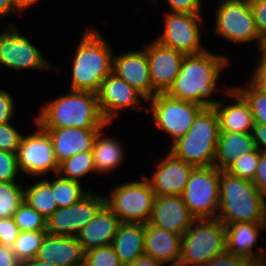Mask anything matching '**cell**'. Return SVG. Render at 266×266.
I'll list each match as a JSON object with an SVG mask.
<instances>
[{"label": "cell", "instance_id": "cell-1", "mask_svg": "<svg viewBox=\"0 0 266 266\" xmlns=\"http://www.w3.org/2000/svg\"><path fill=\"white\" fill-rule=\"evenodd\" d=\"M226 55L214 54L210 50L184 57L180 71L173 84L165 92L168 96L213 107L220 100L211 99L216 93L217 84L223 70L230 65Z\"/></svg>", "mask_w": 266, "mask_h": 266}, {"label": "cell", "instance_id": "cell-2", "mask_svg": "<svg viewBox=\"0 0 266 266\" xmlns=\"http://www.w3.org/2000/svg\"><path fill=\"white\" fill-rule=\"evenodd\" d=\"M34 121L42 128L102 129L111 126L104 119L97 94L69 90L65 95L45 102Z\"/></svg>", "mask_w": 266, "mask_h": 266}, {"label": "cell", "instance_id": "cell-3", "mask_svg": "<svg viewBox=\"0 0 266 266\" xmlns=\"http://www.w3.org/2000/svg\"><path fill=\"white\" fill-rule=\"evenodd\" d=\"M71 61L70 90L97 93L102 81L113 72L112 48L100 31L86 28Z\"/></svg>", "mask_w": 266, "mask_h": 266}, {"label": "cell", "instance_id": "cell-4", "mask_svg": "<svg viewBox=\"0 0 266 266\" xmlns=\"http://www.w3.org/2000/svg\"><path fill=\"white\" fill-rule=\"evenodd\" d=\"M266 196L246 179L220 170L219 213L217 218L226 224L265 222Z\"/></svg>", "mask_w": 266, "mask_h": 266}, {"label": "cell", "instance_id": "cell-5", "mask_svg": "<svg viewBox=\"0 0 266 266\" xmlns=\"http://www.w3.org/2000/svg\"><path fill=\"white\" fill-rule=\"evenodd\" d=\"M220 134L214 107H204L186 135L170 145L169 152L195 167L213 166Z\"/></svg>", "mask_w": 266, "mask_h": 266}, {"label": "cell", "instance_id": "cell-6", "mask_svg": "<svg viewBox=\"0 0 266 266\" xmlns=\"http://www.w3.org/2000/svg\"><path fill=\"white\" fill-rule=\"evenodd\" d=\"M226 251V225L217 219H195L181 237L179 265L211 262Z\"/></svg>", "mask_w": 266, "mask_h": 266}, {"label": "cell", "instance_id": "cell-7", "mask_svg": "<svg viewBox=\"0 0 266 266\" xmlns=\"http://www.w3.org/2000/svg\"><path fill=\"white\" fill-rule=\"evenodd\" d=\"M141 178L115 185L110 195H105L107 206L121 222H149L156 195L147 177Z\"/></svg>", "mask_w": 266, "mask_h": 266}, {"label": "cell", "instance_id": "cell-8", "mask_svg": "<svg viewBox=\"0 0 266 266\" xmlns=\"http://www.w3.org/2000/svg\"><path fill=\"white\" fill-rule=\"evenodd\" d=\"M214 17V33L228 42H256L259 50L265 45L259 38L249 0H221Z\"/></svg>", "mask_w": 266, "mask_h": 266}, {"label": "cell", "instance_id": "cell-9", "mask_svg": "<svg viewBox=\"0 0 266 266\" xmlns=\"http://www.w3.org/2000/svg\"><path fill=\"white\" fill-rule=\"evenodd\" d=\"M219 189L218 168L214 165L195 167L181 196L195 219H217Z\"/></svg>", "mask_w": 266, "mask_h": 266}, {"label": "cell", "instance_id": "cell-10", "mask_svg": "<svg viewBox=\"0 0 266 266\" xmlns=\"http://www.w3.org/2000/svg\"><path fill=\"white\" fill-rule=\"evenodd\" d=\"M147 102V112L152 115L150 120H153L155 127L169 135L173 143L186 135L196 116L204 108L194 102L172 98L166 93H157Z\"/></svg>", "mask_w": 266, "mask_h": 266}, {"label": "cell", "instance_id": "cell-11", "mask_svg": "<svg viewBox=\"0 0 266 266\" xmlns=\"http://www.w3.org/2000/svg\"><path fill=\"white\" fill-rule=\"evenodd\" d=\"M17 28L15 24L10 22L0 33V66L15 71L52 69L59 72L60 69L56 65H52L42 55L38 47L33 45Z\"/></svg>", "mask_w": 266, "mask_h": 266}, {"label": "cell", "instance_id": "cell-12", "mask_svg": "<svg viewBox=\"0 0 266 266\" xmlns=\"http://www.w3.org/2000/svg\"><path fill=\"white\" fill-rule=\"evenodd\" d=\"M164 28L156 37L161 45L187 55H196L207 49L201 44L202 14L164 13Z\"/></svg>", "mask_w": 266, "mask_h": 266}, {"label": "cell", "instance_id": "cell-13", "mask_svg": "<svg viewBox=\"0 0 266 266\" xmlns=\"http://www.w3.org/2000/svg\"><path fill=\"white\" fill-rule=\"evenodd\" d=\"M35 131L23 136L17 152L19 171L32 178L43 177L47 173H58L59 164L56 160L51 139L37 122ZM34 176V177H33Z\"/></svg>", "mask_w": 266, "mask_h": 266}, {"label": "cell", "instance_id": "cell-14", "mask_svg": "<svg viewBox=\"0 0 266 266\" xmlns=\"http://www.w3.org/2000/svg\"><path fill=\"white\" fill-rule=\"evenodd\" d=\"M105 204V195L90 190L76 203L68 207L58 208L46 219L47 234L77 236Z\"/></svg>", "mask_w": 266, "mask_h": 266}, {"label": "cell", "instance_id": "cell-15", "mask_svg": "<svg viewBox=\"0 0 266 266\" xmlns=\"http://www.w3.org/2000/svg\"><path fill=\"white\" fill-rule=\"evenodd\" d=\"M96 94L100 111L108 124H112L118 113L128 108L135 111L143 108L147 112V107L141 106V101L147 103V99L113 72L102 81Z\"/></svg>", "mask_w": 266, "mask_h": 266}, {"label": "cell", "instance_id": "cell-16", "mask_svg": "<svg viewBox=\"0 0 266 266\" xmlns=\"http://www.w3.org/2000/svg\"><path fill=\"white\" fill-rule=\"evenodd\" d=\"M149 61L150 79L157 93H165L177 77L184 54L153 40L144 45Z\"/></svg>", "mask_w": 266, "mask_h": 266}, {"label": "cell", "instance_id": "cell-17", "mask_svg": "<svg viewBox=\"0 0 266 266\" xmlns=\"http://www.w3.org/2000/svg\"><path fill=\"white\" fill-rule=\"evenodd\" d=\"M160 158L149 180L155 195L181 196L190 178L194 165L176 158L169 151Z\"/></svg>", "mask_w": 266, "mask_h": 266}, {"label": "cell", "instance_id": "cell-18", "mask_svg": "<svg viewBox=\"0 0 266 266\" xmlns=\"http://www.w3.org/2000/svg\"><path fill=\"white\" fill-rule=\"evenodd\" d=\"M113 73L124 79L147 100L157 92L150 79L149 61L145 49L127 51L113 56Z\"/></svg>", "mask_w": 266, "mask_h": 266}, {"label": "cell", "instance_id": "cell-19", "mask_svg": "<svg viewBox=\"0 0 266 266\" xmlns=\"http://www.w3.org/2000/svg\"><path fill=\"white\" fill-rule=\"evenodd\" d=\"M194 220L182 196H155L149 219L151 225L182 236Z\"/></svg>", "mask_w": 266, "mask_h": 266}, {"label": "cell", "instance_id": "cell-20", "mask_svg": "<svg viewBox=\"0 0 266 266\" xmlns=\"http://www.w3.org/2000/svg\"><path fill=\"white\" fill-rule=\"evenodd\" d=\"M223 92L233 102L226 104L227 99H223L213 106L219 119L220 132L251 133L254 119L248 102L234 87L223 88Z\"/></svg>", "mask_w": 266, "mask_h": 266}, {"label": "cell", "instance_id": "cell-21", "mask_svg": "<svg viewBox=\"0 0 266 266\" xmlns=\"http://www.w3.org/2000/svg\"><path fill=\"white\" fill-rule=\"evenodd\" d=\"M48 133L56 160L63 161L80 152L92 151L94 140L101 129L43 128Z\"/></svg>", "mask_w": 266, "mask_h": 266}, {"label": "cell", "instance_id": "cell-22", "mask_svg": "<svg viewBox=\"0 0 266 266\" xmlns=\"http://www.w3.org/2000/svg\"><path fill=\"white\" fill-rule=\"evenodd\" d=\"M263 230H265L264 223L238 222L226 224V250L231 254L243 256L252 261L266 260L264 248H261V251L253 249Z\"/></svg>", "mask_w": 266, "mask_h": 266}, {"label": "cell", "instance_id": "cell-23", "mask_svg": "<svg viewBox=\"0 0 266 266\" xmlns=\"http://www.w3.org/2000/svg\"><path fill=\"white\" fill-rule=\"evenodd\" d=\"M144 230V253L162 266L179 265L182 236L167 232L149 222L144 224Z\"/></svg>", "mask_w": 266, "mask_h": 266}, {"label": "cell", "instance_id": "cell-24", "mask_svg": "<svg viewBox=\"0 0 266 266\" xmlns=\"http://www.w3.org/2000/svg\"><path fill=\"white\" fill-rule=\"evenodd\" d=\"M120 224V219L105 204L76 237L84 252L111 245Z\"/></svg>", "mask_w": 266, "mask_h": 266}, {"label": "cell", "instance_id": "cell-25", "mask_svg": "<svg viewBox=\"0 0 266 266\" xmlns=\"http://www.w3.org/2000/svg\"><path fill=\"white\" fill-rule=\"evenodd\" d=\"M36 258L55 266H74L84 259V251L76 236L46 234Z\"/></svg>", "mask_w": 266, "mask_h": 266}, {"label": "cell", "instance_id": "cell-26", "mask_svg": "<svg viewBox=\"0 0 266 266\" xmlns=\"http://www.w3.org/2000/svg\"><path fill=\"white\" fill-rule=\"evenodd\" d=\"M145 230L142 223L121 222L111 246L125 265L134 263L144 253Z\"/></svg>", "mask_w": 266, "mask_h": 266}, {"label": "cell", "instance_id": "cell-27", "mask_svg": "<svg viewBox=\"0 0 266 266\" xmlns=\"http://www.w3.org/2000/svg\"><path fill=\"white\" fill-rule=\"evenodd\" d=\"M255 149L251 133L220 132L214 166L226 170L240 155Z\"/></svg>", "mask_w": 266, "mask_h": 266}, {"label": "cell", "instance_id": "cell-28", "mask_svg": "<svg viewBox=\"0 0 266 266\" xmlns=\"http://www.w3.org/2000/svg\"><path fill=\"white\" fill-rule=\"evenodd\" d=\"M120 142L115 137L105 136L103 128L100 130L92 148L96 174L113 173L114 170L122 166L126 151L123 143Z\"/></svg>", "mask_w": 266, "mask_h": 266}, {"label": "cell", "instance_id": "cell-29", "mask_svg": "<svg viewBox=\"0 0 266 266\" xmlns=\"http://www.w3.org/2000/svg\"><path fill=\"white\" fill-rule=\"evenodd\" d=\"M24 188V201L46 219L58 209L51 185L43 177Z\"/></svg>", "mask_w": 266, "mask_h": 266}, {"label": "cell", "instance_id": "cell-30", "mask_svg": "<svg viewBox=\"0 0 266 266\" xmlns=\"http://www.w3.org/2000/svg\"><path fill=\"white\" fill-rule=\"evenodd\" d=\"M55 175L52 181H50L51 178L44 179L51 185L58 208L76 203L89 192L88 189L83 188L81 182L62 177L59 173Z\"/></svg>", "mask_w": 266, "mask_h": 266}, {"label": "cell", "instance_id": "cell-31", "mask_svg": "<svg viewBox=\"0 0 266 266\" xmlns=\"http://www.w3.org/2000/svg\"><path fill=\"white\" fill-rule=\"evenodd\" d=\"M244 87L234 88L248 102L253 114L254 123L266 124V86L258 83L253 77H249Z\"/></svg>", "mask_w": 266, "mask_h": 266}, {"label": "cell", "instance_id": "cell-32", "mask_svg": "<svg viewBox=\"0 0 266 266\" xmlns=\"http://www.w3.org/2000/svg\"><path fill=\"white\" fill-rule=\"evenodd\" d=\"M96 174L92 151L80 152L71 158L63 161L59 165L58 173L65 178L76 180L86 177V175Z\"/></svg>", "mask_w": 266, "mask_h": 266}, {"label": "cell", "instance_id": "cell-33", "mask_svg": "<svg viewBox=\"0 0 266 266\" xmlns=\"http://www.w3.org/2000/svg\"><path fill=\"white\" fill-rule=\"evenodd\" d=\"M47 231H20L11 247L16 258L22 263L36 258Z\"/></svg>", "mask_w": 266, "mask_h": 266}, {"label": "cell", "instance_id": "cell-34", "mask_svg": "<svg viewBox=\"0 0 266 266\" xmlns=\"http://www.w3.org/2000/svg\"><path fill=\"white\" fill-rule=\"evenodd\" d=\"M23 202V185L17 182H0V219L13 217Z\"/></svg>", "mask_w": 266, "mask_h": 266}, {"label": "cell", "instance_id": "cell-35", "mask_svg": "<svg viewBox=\"0 0 266 266\" xmlns=\"http://www.w3.org/2000/svg\"><path fill=\"white\" fill-rule=\"evenodd\" d=\"M13 219L19 231H46V218L25 201L14 213Z\"/></svg>", "mask_w": 266, "mask_h": 266}, {"label": "cell", "instance_id": "cell-36", "mask_svg": "<svg viewBox=\"0 0 266 266\" xmlns=\"http://www.w3.org/2000/svg\"><path fill=\"white\" fill-rule=\"evenodd\" d=\"M261 152L256 148L240 155L225 171L229 174L253 181L260 160Z\"/></svg>", "mask_w": 266, "mask_h": 266}, {"label": "cell", "instance_id": "cell-37", "mask_svg": "<svg viewBox=\"0 0 266 266\" xmlns=\"http://www.w3.org/2000/svg\"><path fill=\"white\" fill-rule=\"evenodd\" d=\"M84 259L89 266H123L111 245L84 252Z\"/></svg>", "mask_w": 266, "mask_h": 266}, {"label": "cell", "instance_id": "cell-38", "mask_svg": "<svg viewBox=\"0 0 266 266\" xmlns=\"http://www.w3.org/2000/svg\"><path fill=\"white\" fill-rule=\"evenodd\" d=\"M19 173L17 153L0 150V182H17Z\"/></svg>", "mask_w": 266, "mask_h": 266}, {"label": "cell", "instance_id": "cell-39", "mask_svg": "<svg viewBox=\"0 0 266 266\" xmlns=\"http://www.w3.org/2000/svg\"><path fill=\"white\" fill-rule=\"evenodd\" d=\"M12 123L0 124V150L17 153L23 134Z\"/></svg>", "mask_w": 266, "mask_h": 266}, {"label": "cell", "instance_id": "cell-40", "mask_svg": "<svg viewBox=\"0 0 266 266\" xmlns=\"http://www.w3.org/2000/svg\"><path fill=\"white\" fill-rule=\"evenodd\" d=\"M260 40L266 45V0H249Z\"/></svg>", "mask_w": 266, "mask_h": 266}, {"label": "cell", "instance_id": "cell-41", "mask_svg": "<svg viewBox=\"0 0 266 266\" xmlns=\"http://www.w3.org/2000/svg\"><path fill=\"white\" fill-rule=\"evenodd\" d=\"M19 228L14 222L13 217L0 219V244L12 247L19 235Z\"/></svg>", "mask_w": 266, "mask_h": 266}, {"label": "cell", "instance_id": "cell-42", "mask_svg": "<svg viewBox=\"0 0 266 266\" xmlns=\"http://www.w3.org/2000/svg\"><path fill=\"white\" fill-rule=\"evenodd\" d=\"M12 95L4 90L0 89V124H7L12 122V118L15 113V102Z\"/></svg>", "mask_w": 266, "mask_h": 266}, {"label": "cell", "instance_id": "cell-43", "mask_svg": "<svg viewBox=\"0 0 266 266\" xmlns=\"http://www.w3.org/2000/svg\"><path fill=\"white\" fill-rule=\"evenodd\" d=\"M169 5V12L201 14V0H166Z\"/></svg>", "mask_w": 266, "mask_h": 266}, {"label": "cell", "instance_id": "cell-44", "mask_svg": "<svg viewBox=\"0 0 266 266\" xmlns=\"http://www.w3.org/2000/svg\"><path fill=\"white\" fill-rule=\"evenodd\" d=\"M253 261L243 256L231 254L229 251L216 256L210 264L212 266H249Z\"/></svg>", "mask_w": 266, "mask_h": 266}, {"label": "cell", "instance_id": "cell-45", "mask_svg": "<svg viewBox=\"0 0 266 266\" xmlns=\"http://www.w3.org/2000/svg\"><path fill=\"white\" fill-rule=\"evenodd\" d=\"M253 183L266 196V151L261 152Z\"/></svg>", "mask_w": 266, "mask_h": 266}, {"label": "cell", "instance_id": "cell-46", "mask_svg": "<svg viewBox=\"0 0 266 266\" xmlns=\"http://www.w3.org/2000/svg\"><path fill=\"white\" fill-rule=\"evenodd\" d=\"M252 139L260 152L266 151V124H256L251 131Z\"/></svg>", "mask_w": 266, "mask_h": 266}, {"label": "cell", "instance_id": "cell-47", "mask_svg": "<svg viewBox=\"0 0 266 266\" xmlns=\"http://www.w3.org/2000/svg\"><path fill=\"white\" fill-rule=\"evenodd\" d=\"M0 266H21L11 247L0 244Z\"/></svg>", "mask_w": 266, "mask_h": 266}, {"label": "cell", "instance_id": "cell-48", "mask_svg": "<svg viewBox=\"0 0 266 266\" xmlns=\"http://www.w3.org/2000/svg\"><path fill=\"white\" fill-rule=\"evenodd\" d=\"M259 52H261L260 56H258L260 58L256 60L257 63L253 66L254 70H252L251 77H266V45Z\"/></svg>", "mask_w": 266, "mask_h": 266}, {"label": "cell", "instance_id": "cell-49", "mask_svg": "<svg viewBox=\"0 0 266 266\" xmlns=\"http://www.w3.org/2000/svg\"><path fill=\"white\" fill-rule=\"evenodd\" d=\"M22 11L15 5L13 0H0V17L18 15ZM10 14V15H9Z\"/></svg>", "mask_w": 266, "mask_h": 266}, {"label": "cell", "instance_id": "cell-50", "mask_svg": "<svg viewBox=\"0 0 266 266\" xmlns=\"http://www.w3.org/2000/svg\"><path fill=\"white\" fill-rule=\"evenodd\" d=\"M125 266H162L157 260L146 254L141 255L134 263Z\"/></svg>", "mask_w": 266, "mask_h": 266}, {"label": "cell", "instance_id": "cell-51", "mask_svg": "<svg viewBox=\"0 0 266 266\" xmlns=\"http://www.w3.org/2000/svg\"><path fill=\"white\" fill-rule=\"evenodd\" d=\"M15 5L22 11H26L35 3L37 4L39 0H13Z\"/></svg>", "mask_w": 266, "mask_h": 266}, {"label": "cell", "instance_id": "cell-52", "mask_svg": "<svg viewBox=\"0 0 266 266\" xmlns=\"http://www.w3.org/2000/svg\"><path fill=\"white\" fill-rule=\"evenodd\" d=\"M21 266H55L51 263L43 262L38 260L37 258L27 260L21 263Z\"/></svg>", "mask_w": 266, "mask_h": 266}, {"label": "cell", "instance_id": "cell-53", "mask_svg": "<svg viewBox=\"0 0 266 266\" xmlns=\"http://www.w3.org/2000/svg\"><path fill=\"white\" fill-rule=\"evenodd\" d=\"M249 266H266V260L253 261Z\"/></svg>", "mask_w": 266, "mask_h": 266}, {"label": "cell", "instance_id": "cell-54", "mask_svg": "<svg viewBox=\"0 0 266 266\" xmlns=\"http://www.w3.org/2000/svg\"><path fill=\"white\" fill-rule=\"evenodd\" d=\"M181 266H212V265L210 264V262H199L191 265H181Z\"/></svg>", "mask_w": 266, "mask_h": 266}, {"label": "cell", "instance_id": "cell-55", "mask_svg": "<svg viewBox=\"0 0 266 266\" xmlns=\"http://www.w3.org/2000/svg\"><path fill=\"white\" fill-rule=\"evenodd\" d=\"M258 83L263 86H266V77H253Z\"/></svg>", "mask_w": 266, "mask_h": 266}, {"label": "cell", "instance_id": "cell-56", "mask_svg": "<svg viewBox=\"0 0 266 266\" xmlns=\"http://www.w3.org/2000/svg\"><path fill=\"white\" fill-rule=\"evenodd\" d=\"M74 266H89V264L86 262L85 259H83L79 263H76Z\"/></svg>", "mask_w": 266, "mask_h": 266}, {"label": "cell", "instance_id": "cell-57", "mask_svg": "<svg viewBox=\"0 0 266 266\" xmlns=\"http://www.w3.org/2000/svg\"><path fill=\"white\" fill-rule=\"evenodd\" d=\"M264 225H265V231H266V208H265V222H264Z\"/></svg>", "mask_w": 266, "mask_h": 266}]
</instances>
